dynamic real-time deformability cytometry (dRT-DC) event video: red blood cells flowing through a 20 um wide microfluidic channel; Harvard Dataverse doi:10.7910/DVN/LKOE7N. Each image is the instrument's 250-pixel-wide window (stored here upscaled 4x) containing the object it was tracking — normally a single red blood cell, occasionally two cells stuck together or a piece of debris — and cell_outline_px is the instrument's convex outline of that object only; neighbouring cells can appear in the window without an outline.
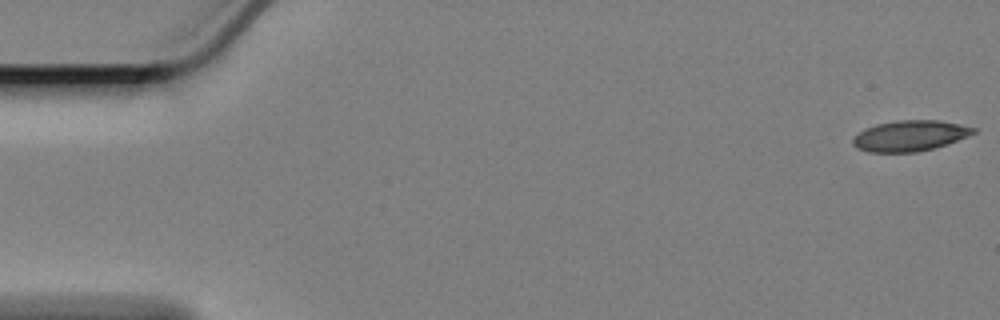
{"species": "Egyptian fruit bat (a non-hibernating species)", "species_latin": "Rousettus aegyptiacus", "temperature_condition": "cold", "stored_images_in_passage": 9, "camera_frame_rate_fps": 3000, "um_per_image_px": 0.085, "animal": {"sex": "female"}, "frame": {"image": 1, "passage_image": 1, "time_ms": 0.0, "image_size_px": [1000, 320], "cell_outline_px": [[976, 132], [956, 140], [932, 148], [916, 152], [868, 152], [856, 148], [852, 144], [852, 140], [864, 128], [876, 124], [896, 120], [940, 120], [960, 124], [976, 128]], "centroid_in_image_um": [77.3, 11.53], "position_along_channel_um": 7.7, "area_um2": 21.39}}